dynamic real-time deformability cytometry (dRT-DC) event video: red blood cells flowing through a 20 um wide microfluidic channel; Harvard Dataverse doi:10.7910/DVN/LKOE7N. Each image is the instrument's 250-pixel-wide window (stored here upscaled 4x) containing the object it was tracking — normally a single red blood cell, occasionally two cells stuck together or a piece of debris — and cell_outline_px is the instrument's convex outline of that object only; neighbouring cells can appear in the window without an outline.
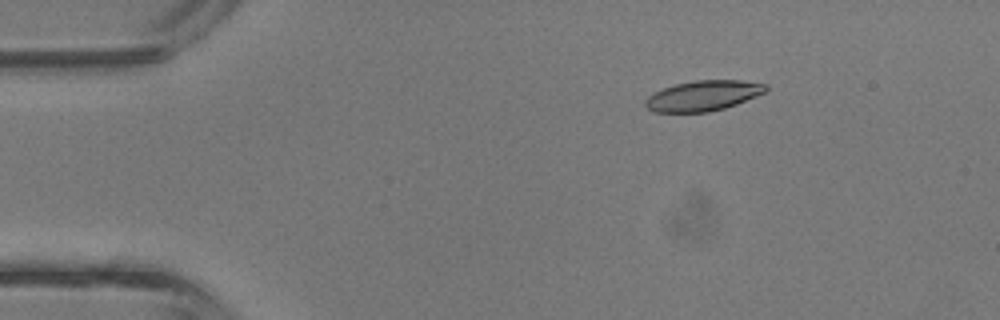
{"species": "common noctule bat (a hibernating species)", "species_latin": "Nyctalus noctula", "temperature_condition": "room temperature", "stored_images_in_passage": 5, "camera_frame_rate_fps": 3000, "um_per_image_px": 0.085, "animal": {"sex": "male", "body_mass_g": 13.3}, "frame": {"image": 1, "passage_image": 2, "time_ms": 0.333, "image_size_px": [1000, 320], "cell_outline_px": [[768, 88], [764, 92], [756, 96], [736, 104], [724, 108], [708, 112], [656, 112], [648, 108], [644, 104], [644, 100], [648, 96], [664, 88], [676, 84], [696, 80], [740, 80], [768, 84]], "centroid_in_image_um": [59.77, 8.13], "position_along_channel_um": 25.2, "area_um2": 21.1}}
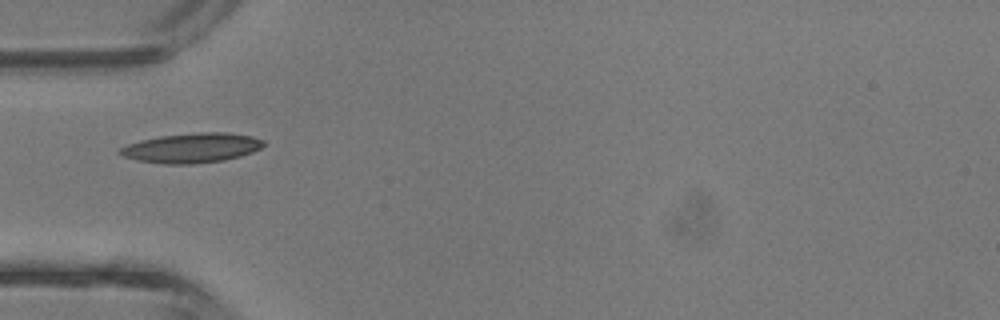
{"frame": {"image": 2, "passage_image": 4, "time_ms": 1.0, "image_size_px": [1000, 320], "cell_outline_px": [[264, 144], [260, 148], [252, 152], [240, 156], [224, 160], [192, 164], [164, 164], [136, 160], [124, 156], [116, 152], [120, 148], [128, 144], [140, 140], [160, 136], [196, 132], [228, 132], [252, 136], [264, 140]], "centroid_in_image_um": [16.29, 12.57], "position_along_channel_um": 68.7, "area_um2": 24.91}}
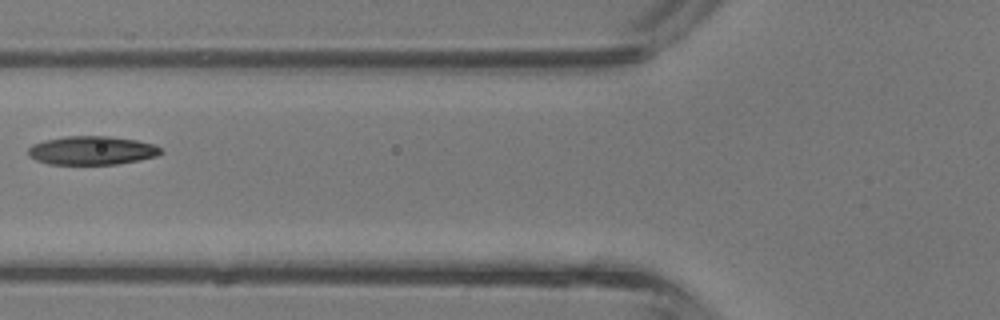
{"frame": {"image": 3, "passage_image": 5, "time_ms": 1.333, "image_size_px": [1000, 320], "cell_outline_px": [[164, 152], [156, 156], [140, 160], [116, 164], [48, 164], [36, 160], [28, 156], [28, 148], [32, 144], [44, 140], [64, 136], [108, 136], [136, 140], [152, 144], [160, 148]], "centroid_in_image_um": [7.78, 12.79], "position_along_channel_um": 118.0, "area_um2": 22.2}}